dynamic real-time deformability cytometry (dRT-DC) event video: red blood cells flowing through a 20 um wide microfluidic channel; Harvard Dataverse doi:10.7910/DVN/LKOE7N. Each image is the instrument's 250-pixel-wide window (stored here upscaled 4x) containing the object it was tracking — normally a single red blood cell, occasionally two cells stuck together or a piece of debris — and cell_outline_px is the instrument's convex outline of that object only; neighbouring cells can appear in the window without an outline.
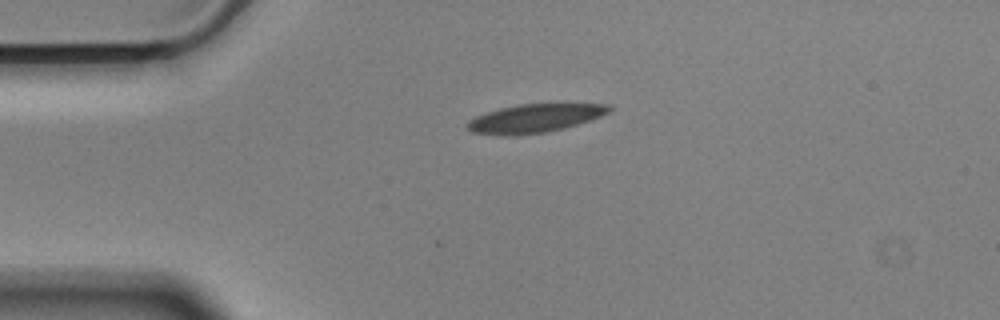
{"species": "Egyptian fruit bat (a non-hibernating species)", "species_latin": "Rousettus aegyptiacus", "temperature_condition": "cold", "stored_images_in_passage": 38, "camera_frame_rate_fps": 3000, "um_per_image_px": 0.085, "animal": {"sex": "male"}, "frame": {"image": 1, "passage_image": 1, "time_ms": 0.0, "image_size_px": [1000, 320], "cell_outline_px": [[612, 108], [608, 112], [600, 116], [564, 128], [544, 132], [512, 136], [504, 136], [472, 132], [464, 124], [468, 120], [476, 116], [500, 108], [516, 104], [564, 100], [608, 104]], "centroid_in_image_um": [45.51, 9.99], "position_along_channel_um": 39.5, "area_um2": 24.62}}
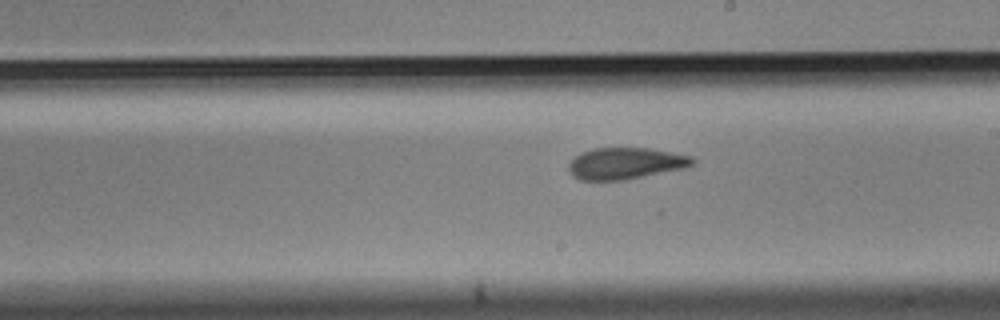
{"frame": {"image": 2, "passage_image": 20, "time_ms": 6.333, "image_size_px": [1000, 320], "cell_outline_px": [[696, 164], [684, 168], [624, 180], [580, 180], [572, 176], [568, 168], [568, 164], [580, 152], [592, 148], [648, 148], [692, 156], [696, 160]], "centroid_in_image_um": [53.17, 13.88], "position_along_channel_um": 235.8, "area_um2": 22.83}}
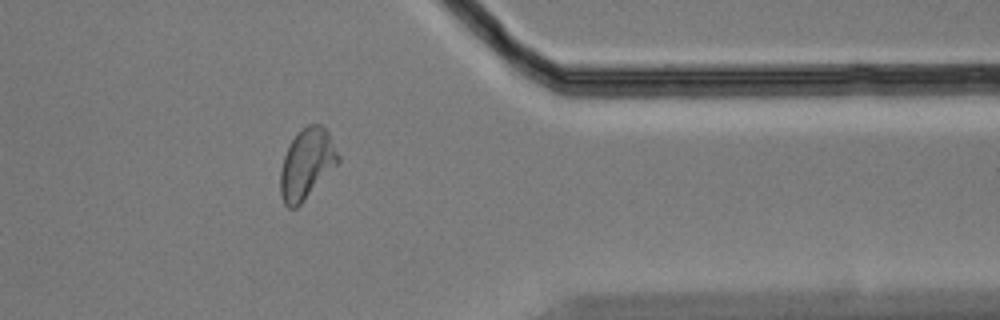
{"frame": {"image": 3, "passage_image": 34, "time_ms": 11.0, "image_size_px": [1000, 320], "cell_outline_px": [[340, 160], [300, 204], [296, 208], [288, 208], [284, 204], [280, 192], [280, 172], [284, 156], [292, 140], [308, 124], [320, 124], [328, 132], [340, 156]], "centroid_in_image_um": [26.06, 13.94], "position_along_channel_um": 385.3, "area_um2": 23.06}, "authors_computed_cell_mechanics": {"area_um2": 23.1489, "velocity_mm_per_s": 3.5056, "shape_relaxation_time_tau1_ms": null, "shape_relaxation_time_tau2_ms": 3.2452, "deformation_change_tau1": null, "deformation_change_tau2": 0.0973}}